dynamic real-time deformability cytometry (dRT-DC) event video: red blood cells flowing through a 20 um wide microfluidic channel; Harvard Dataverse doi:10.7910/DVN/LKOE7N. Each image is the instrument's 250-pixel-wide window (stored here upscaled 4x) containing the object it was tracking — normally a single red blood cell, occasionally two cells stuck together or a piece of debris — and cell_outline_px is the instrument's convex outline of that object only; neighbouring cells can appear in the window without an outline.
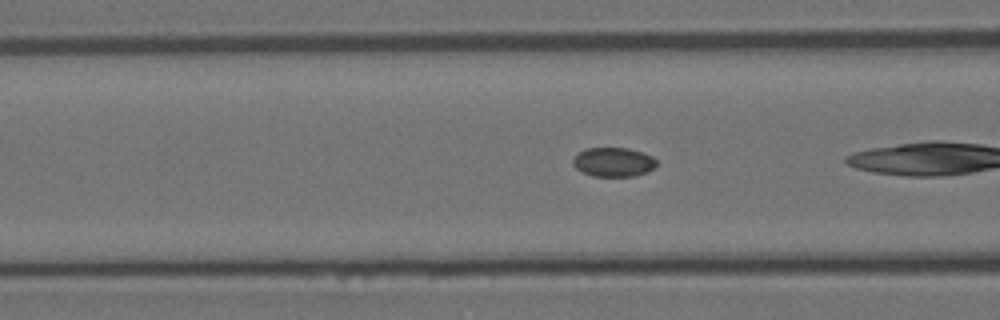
{"species": "Egyptian fruit bat (a non-hibernating species)", "species_latin": "Rousettus aegyptiacus", "temperature_condition": "room temperature", "stored_images_in_passage": 41, "camera_frame_rate_fps": 3000, "um_per_image_px": 0.085, "animal": {"sex": "female"}, "frame": {"image": 1, "passage_image": 19, "time_ms": 6.0, "image_size_px": [1000, 320], "cell_outline_px": [[656, 164], [652, 168], [636, 176], [592, 176], [576, 168], [572, 164], [572, 160], [584, 148], [628, 148], [652, 156], [656, 160]], "centroid_in_image_um": [52.11, 13.77], "position_along_channel_um": 114.5, "area_um2": 13.99}}